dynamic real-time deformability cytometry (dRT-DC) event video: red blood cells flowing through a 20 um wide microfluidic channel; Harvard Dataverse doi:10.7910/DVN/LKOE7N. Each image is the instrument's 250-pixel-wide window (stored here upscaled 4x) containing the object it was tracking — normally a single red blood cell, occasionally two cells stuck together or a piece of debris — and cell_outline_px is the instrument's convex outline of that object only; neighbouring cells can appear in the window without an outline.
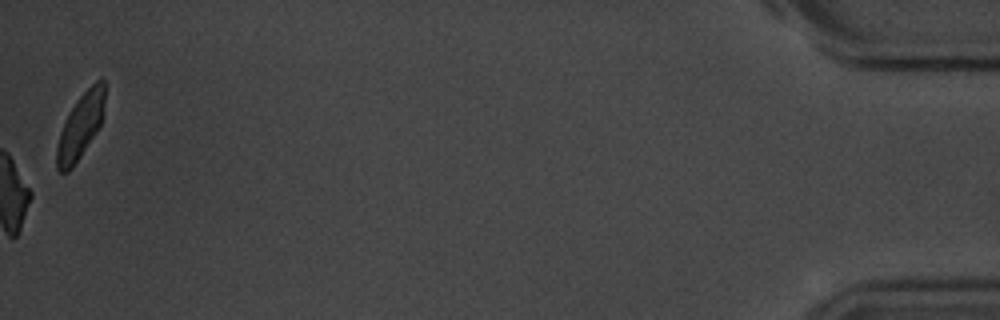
{"species": "common noctule bat (a hibernating species)", "species_latin": "Nyctalus noctula", "temperature_condition": "room temperature", "stored_images_in_passage": 41, "camera_frame_rate_fps": 3000, "um_per_image_px": 0.085, "animal": {"sex": "male", "body_mass_g": 20.1, "forearm_length_mm": 53.5}, "frame": {"image": 1, "passage_image": 41, "time_ms": 13.333, "image_size_px": [1000, 320], "cell_outline_px": [[104, 104], [100, 124], [96, 132], [72, 168], [68, 172], [60, 172], [56, 168], [56, 148], [60, 132], [68, 112], [76, 100], [96, 80], [104, 76]], "centroid_in_image_um": [6.81, 10.71], "position_along_channel_um": 428.4, "area_um2": 18.03}, "authors_computed_cell_mechanics": {"area_um2": 18.2648, "velocity_mm_per_s": 3.6771, "shape_relaxation_time_tau1_ms": 3.2641, "shape_relaxation_time_tau2_ms": null, "deformation_change_tau1": 0.1511, "deformation_change_tau2": null}}